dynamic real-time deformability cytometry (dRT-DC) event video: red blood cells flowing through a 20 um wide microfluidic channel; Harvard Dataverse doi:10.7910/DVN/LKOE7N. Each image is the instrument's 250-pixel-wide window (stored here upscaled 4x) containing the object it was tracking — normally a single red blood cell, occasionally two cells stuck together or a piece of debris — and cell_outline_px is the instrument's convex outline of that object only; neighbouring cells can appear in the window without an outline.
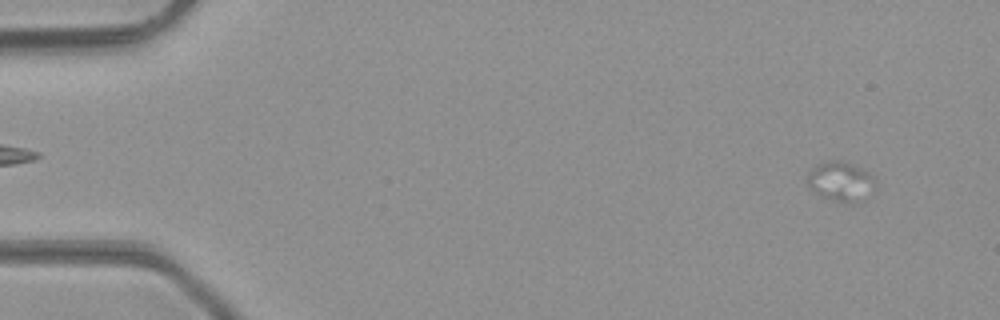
{"species": "common noctule bat (a hibernating species)", "species_latin": "Nyctalus noctula", "temperature_condition": "room temperature", "stored_images_in_passage": 23, "camera_frame_rate_fps": 3000, "um_per_image_px": 0.085, "animal": {"sex": "male", "body_mass_g": 23.1, "forearm_length_mm": 52.7}, "frame": {"image": 1, "passage_image": 5, "time_ms": 1.333, "image_size_px": [1000, 320], "cell_outline_px": [[872, 180], [852, 204], [836, 200], [824, 196], [816, 192], [808, 184], [808, 176], [812, 168], [820, 164], [832, 160], [836, 160], [864, 168], [872, 176]], "centroid_in_image_um": [71.34, 15.35], "position_along_channel_um": 13.7, "area_um2": 13.99}}
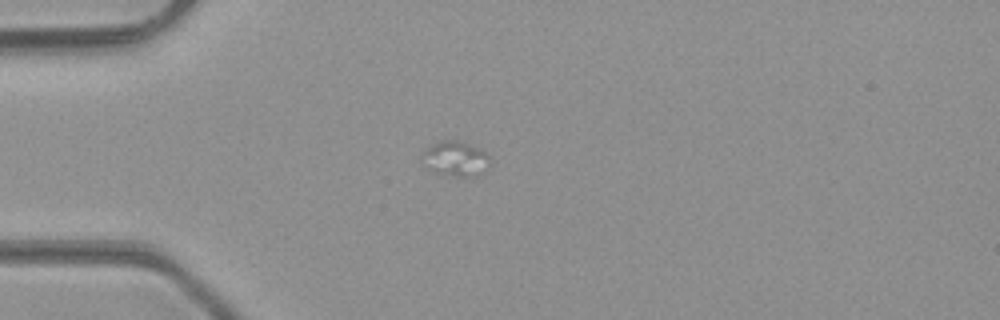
{"frame": {"image": 2, "passage_image": 15, "time_ms": 4.667, "image_size_px": [1000, 320], "cell_outline_px": [[488, 156], [480, 172], [476, 176], [452, 176], [436, 168], [424, 152], [424, 148], [440, 140], [456, 140], [468, 144], [484, 152]], "centroid_in_image_um": [38.77, 13.42], "position_along_channel_um": 46.2, "area_um2": 12.08}}
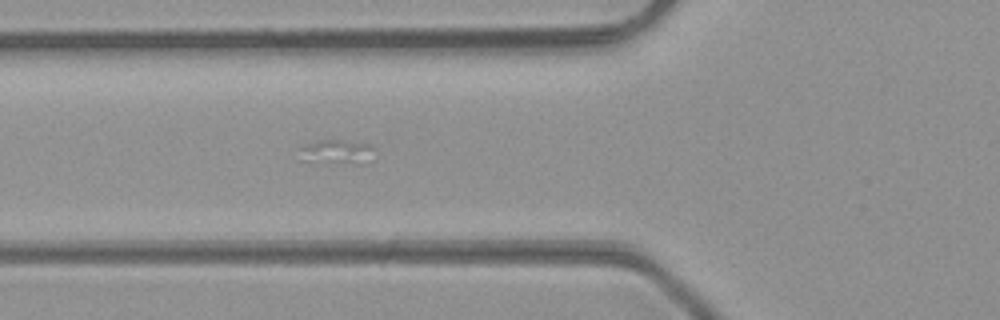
{"frame": {"image": 3, "passage_image": 20, "time_ms": 6.333, "image_size_px": [1000, 320], "cell_outline_px": [[372, 160], [368, 164], [352, 164], [300, 160], [300, 148], [304, 144], [324, 140], [340, 140], [368, 144], [372, 148]], "centroid_in_image_um": [28.64, 12.93], "position_along_channel_um": 97.2, "area_um2": 10.64}}